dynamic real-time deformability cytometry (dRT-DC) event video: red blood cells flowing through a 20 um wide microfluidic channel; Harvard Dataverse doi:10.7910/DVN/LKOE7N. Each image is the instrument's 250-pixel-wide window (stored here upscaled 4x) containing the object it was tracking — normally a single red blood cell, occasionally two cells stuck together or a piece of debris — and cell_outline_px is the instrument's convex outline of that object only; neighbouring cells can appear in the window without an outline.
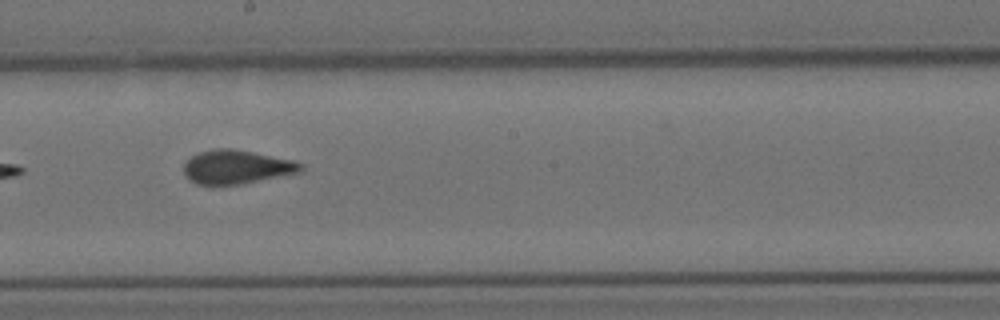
{"species": "Egyptian fruit bat (a non-hibernating species)", "species_latin": "Rousettus aegyptiacus", "temperature_condition": "cold", "stored_images_in_passage": 14, "camera_frame_rate_fps": 3000, "um_per_image_px": 0.085, "animal": {"sex": "female"}, "frame": {"image": 1, "passage_image": 8, "time_ms": 9.333, "image_size_px": [1000, 320], "cell_outline_px": [[304, 168], [300, 172], [240, 184], [196, 184], [184, 172], [184, 164], [192, 156], [200, 152], [212, 148], [232, 148], [296, 160], [304, 164]], "centroid_in_image_um": [20.16, 14.17], "position_along_channel_um": 228.0, "area_um2": 22.89}}
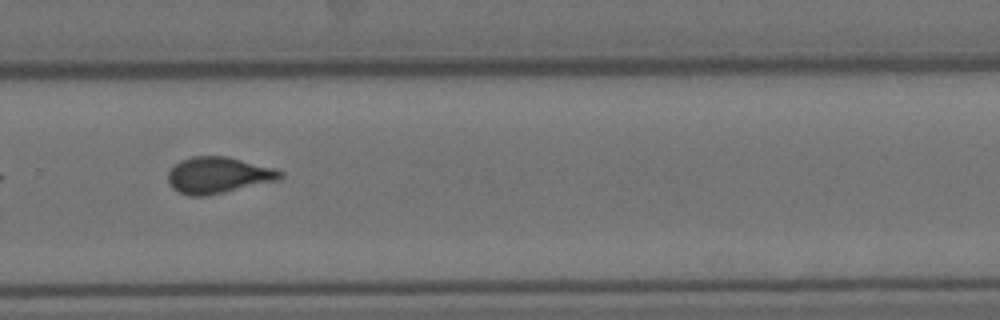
{"frame": {"image": 2, "passage_image": 10, "time_ms": 11.667, "image_size_px": [1000, 320], "cell_outline_px": [[284, 176], [276, 180], [224, 192], [204, 196], [188, 196], [172, 188], [168, 184], [168, 172], [180, 160], [192, 156], [224, 156], [272, 168], [284, 172]], "centroid_in_image_um": [18.49, 14.89], "position_along_channel_um": 311.3, "area_um2": 23.35}}